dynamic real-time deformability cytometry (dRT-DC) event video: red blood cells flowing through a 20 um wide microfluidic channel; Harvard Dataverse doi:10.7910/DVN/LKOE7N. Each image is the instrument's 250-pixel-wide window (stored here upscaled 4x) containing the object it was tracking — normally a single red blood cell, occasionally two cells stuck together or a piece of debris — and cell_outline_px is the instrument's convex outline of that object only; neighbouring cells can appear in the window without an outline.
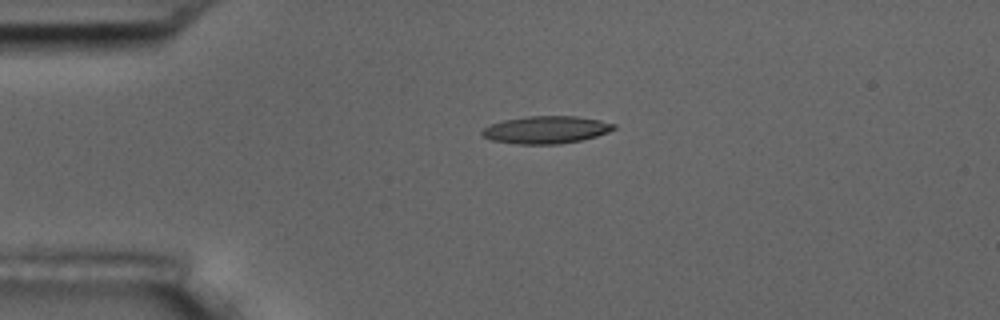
{"species": "common noctule bat (a hibernating species)", "species_latin": "Nyctalus noctula", "temperature_condition": "room temperature", "stored_images_in_passage": 44, "camera_frame_rate_fps": 3000, "um_per_image_px": 0.085, "animal": {"sex": "male", "body_mass_g": 17.5, "forearm_length_mm": 52.3}, "frame": {"image": 1, "passage_image": 1, "time_ms": 0.0, "image_size_px": [1000, 320], "cell_outline_px": [[616, 128], [608, 132], [596, 136], [580, 140], [560, 144], [516, 144], [492, 140], [480, 136], [480, 132], [484, 128], [492, 124], [504, 120], [528, 116], [576, 116], [600, 120], [616, 124]], "centroid_in_image_um": [46.41, 11.03], "position_along_channel_um": 38.6, "area_um2": 21.1}}
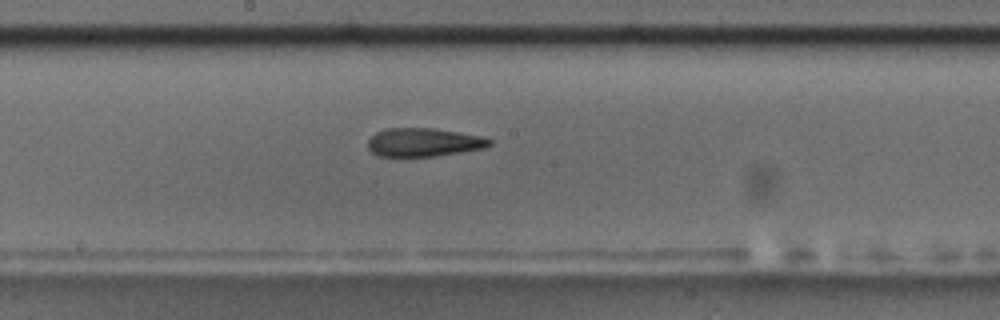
{"frame": {"image": 2, "passage_image": 18, "time_ms": 5.667, "image_size_px": [1000, 320], "cell_outline_px": [[492, 144], [484, 148], [436, 156], [376, 156], [368, 148], [368, 140], [376, 132], [388, 128], [436, 128], [480, 136], [492, 140]], "centroid_in_image_um": [36.0, 12.09], "position_along_channel_um": 212.2, "area_um2": 20.11}}
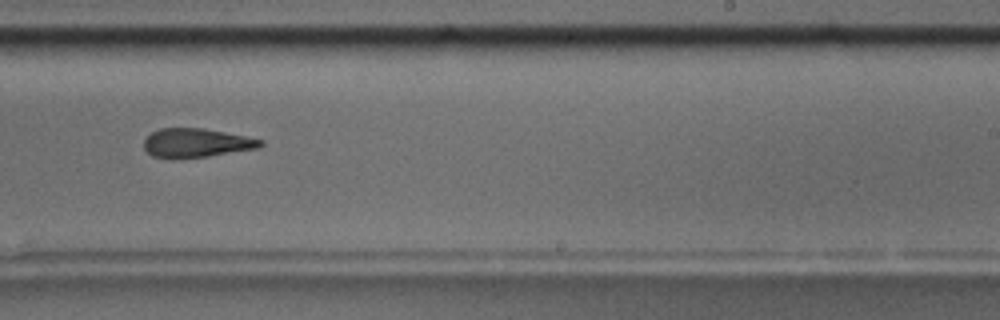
{"frame": {"image": 3, "passage_image": 23, "time_ms": 7.333, "image_size_px": [1000, 320], "cell_outline_px": [[264, 144], [260, 148], [208, 156], [176, 160], [152, 156], [144, 148], [144, 140], [152, 132], [160, 128], [204, 128], [248, 136], [264, 140]], "centroid_in_image_um": [16.71, 12.16], "position_along_channel_um": 272.3, "area_um2": 20.06}, "authors_computed_cell_mechanics": {"area_um2": 20.7791, "velocity_mm_per_s": 3.6125, "shape_relaxation_time_tau1_ms": 5.5425, "shape_relaxation_time_tau2_ms": 3.9839, "deformation_change_tau1": 0.1666, "deformation_change_tau2": 0.1393}}